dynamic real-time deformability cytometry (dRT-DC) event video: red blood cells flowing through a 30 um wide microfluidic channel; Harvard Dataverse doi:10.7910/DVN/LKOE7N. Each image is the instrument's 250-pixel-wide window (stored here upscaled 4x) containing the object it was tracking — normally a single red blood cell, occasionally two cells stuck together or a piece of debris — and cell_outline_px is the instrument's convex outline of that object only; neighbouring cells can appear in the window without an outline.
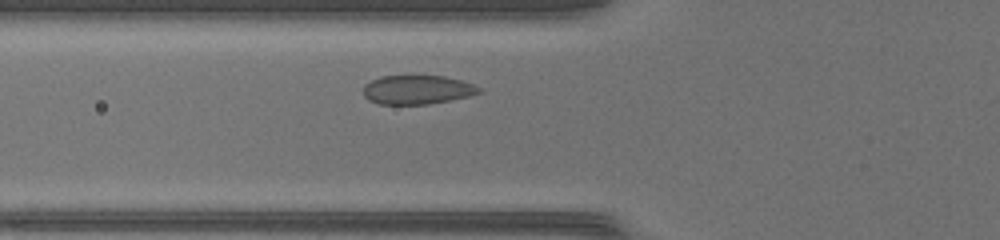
{"species": "common noctule bat (a hibernating species)", "species_latin": "Nyctalus noctula", "temperature_condition": "warm", "stored_images_in_passage": 29, "camera_frame_rate_fps": 3000, "um_per_image_px": 0.085, "animal": {"sex": "female", "body_mass_g": 17.0, "forearm_length_mm": 48.0}, "frame": {"image": 1, "passage_image": 4, "time_ms": 1.0, "image_size_px": [1000, 240], "cell_outline_px": [[484, 92], [472, 96], [428, 104], [380, 104], [368, 100], [364, 96], [364, 84], [380, 76], [444, 76], [460, 80], [472, 84], [480, 88]], "centroid_in_image_um": [35.48, 7.63], "position_along_channel_um": 90.3, "area_um2": 19.59}}
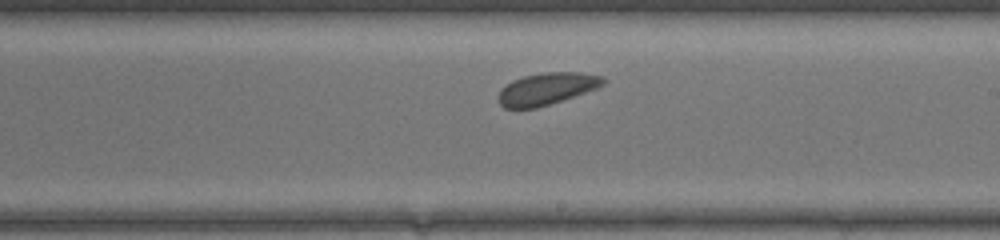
{"frame": {"image": 2, "passage_image": 15, "time_ms": 4.667, "image_size_px": [1000, 240], "cell_outline_px": [[604, 84], [600, 88], [536, 108], [504, 108], [500, 104], [500, 88], [512, 80], [524, 76], [544, 72], [580, 72], [604, 76]], "centroid_in_image_um": [46.51, 7.53], "position_along_channel_um": 242.5, "area_um2": 19.54}}
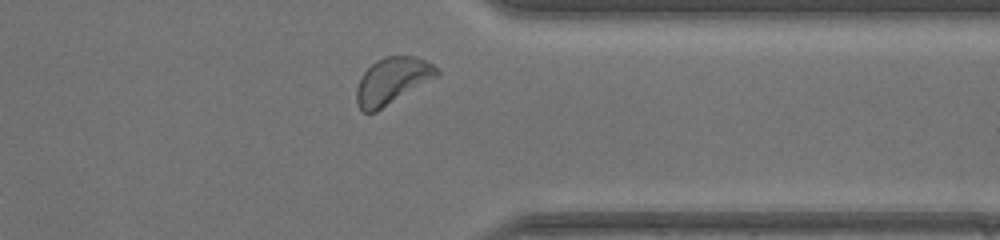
{"frame": {"image": 3, "passage_image": 25, "time_ms": 8.0, "image_size_px": [1000, 240], "cell_outline_px": [[440, 76], [376, 112], [364, 112], [356, 104], [356, 88], [364, 72], [376, 60], [388, 56], [416, 56], [440, 68]], "centroid_in_image_um": [33.38, 6.88], "position_along_channel_um": 378.0, "area_um2": 21.96}, "authors_computed_cell_mechanics": {"area_um2": 19.941, "velocity_mm_per_s": 4.1549, "shape_relaxation_time_tau1_ms": 4.0936, "shape_relaxation_time_tau2_ms": null, "deformation_change_tau1": 0.1006, "deformation_change_tau2": null}}